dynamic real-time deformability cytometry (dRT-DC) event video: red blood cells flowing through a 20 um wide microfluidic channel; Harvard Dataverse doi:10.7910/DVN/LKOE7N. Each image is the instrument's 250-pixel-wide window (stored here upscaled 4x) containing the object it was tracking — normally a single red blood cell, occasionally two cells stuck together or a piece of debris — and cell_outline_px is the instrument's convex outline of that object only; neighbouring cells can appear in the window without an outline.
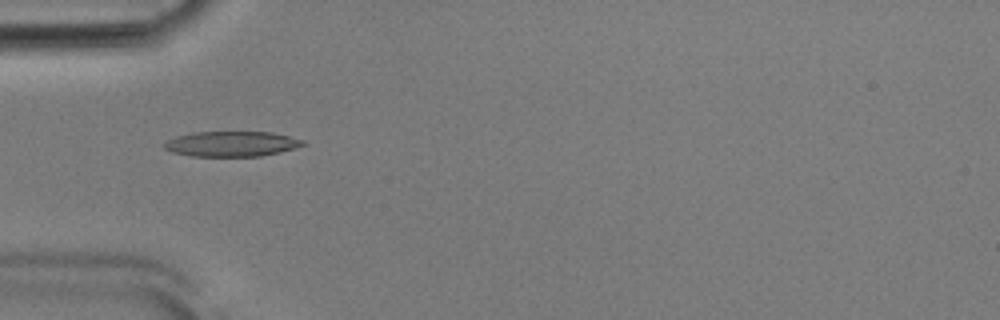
{"species": "Egyptian fruit bat (a non-hibernating species)", "species_latin": "Rousettus aegyptiacus", "temperature_condition": "room temperature", "stored_images_in_passage": 38, "camera_frame_rate_fps": 3000, "um_per_image_px": 0.085, "animal": {"sex": "male"}, "frame": {"image": 1, "passage_image": 3, "time_ms": 0.667, "image_size_px": [1000, 320], "cell_outline_px": [[304, 144], [280, 152], [260, 156], [192, 156], [172, 152], [164, 148], [164, 144], [168, 140], [176, 136], [192, 132], [272, 132], [304, 140]], "centroid_in_image_um": [19.65, 12.22], "position_along_channel_um": 65.3, "area_um2": 20.17}}
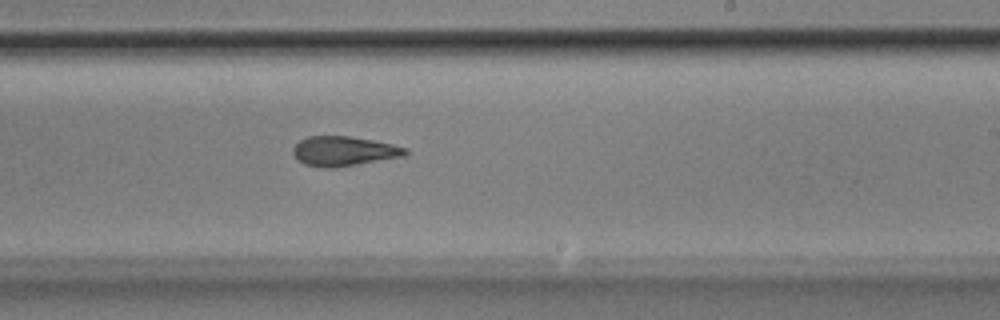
{"frame": {"image": 2, "passage_image": 18, "time_ms": 5.667, "image_size_px": [1000, 320], "cell_outline_px": [[408, 152], [404, 156], [332, 168], [324, 168], [304, 164], [292, 152], [292, 148], [300, 140], [308, 136], [352, 136], [392, 144], [408, 148]], "centroid_in_image_um": [29.22, 12.84], "position_along_channel_um": 259.8, "area_um2": 19.25}}
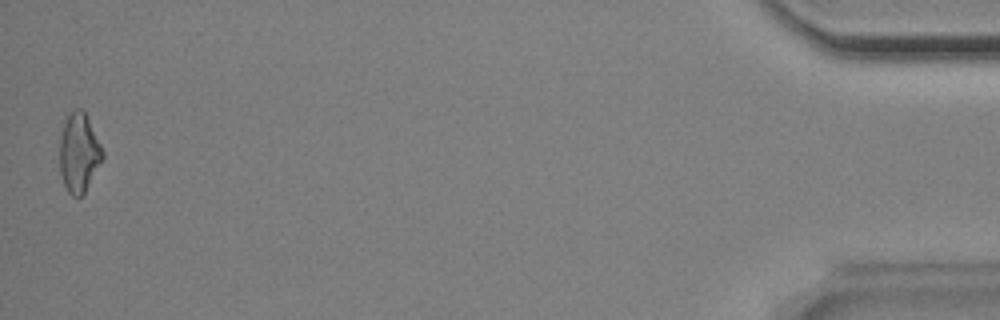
{"frame": {"image": 3, "passage_image": 38, "time_ms": 12.333, "image_size_px": [1000, 320], "cell_outline_px": [[104, 160], [84, 192], [80, 196], [72, 196], [68, 192], [64, 184], [60, 172], [60, 140], [64, 124], [68, 116], [76, 108], [80, 108], [84, 112], [104, 152]], "centroid_in_image_um": [6.72, 13.03], "position_along_channel_um": 428.5, "area_um2": 19.42}, "authors_computed_cell_mechanics": {"area_um2": 19.3052, "velocity_mm_per_s": 3.9073, "shape_relaxation_time_tau1_ms": null, "shape_relaxation_time_tau2_ms": 4.7525, "deformation_change_tau1": null, "deformation_change_tau2": 0.1481}}